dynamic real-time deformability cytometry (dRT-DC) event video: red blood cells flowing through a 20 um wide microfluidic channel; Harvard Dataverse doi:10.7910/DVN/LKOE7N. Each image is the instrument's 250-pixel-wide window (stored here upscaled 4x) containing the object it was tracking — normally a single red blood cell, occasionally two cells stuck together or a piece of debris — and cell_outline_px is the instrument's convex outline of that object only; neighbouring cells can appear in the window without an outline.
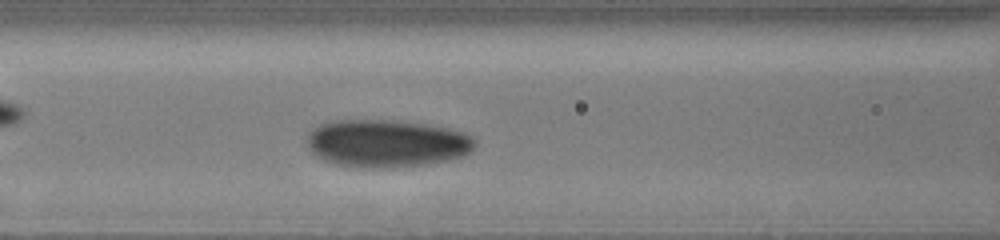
{"species": "human", "species_latin": "Homo sapiens", "temperature_condition": "cold", "stored_images_in_passage": 22, "camera_frame_rate_fps": 3000, "um_per_image_px": 0.085, "donor": {"sex": "male"}, "frame": {"image": 1, "passage_image": 22, "time_ms": 6.667, "image_size_px": [1000, 240], "cell_outline_px": [[476, 144], [464, 156], [448, 160], [424, 164], [376, 168], [368, 168], [336, 164], [324, 160], [316, 156], [308, 148], [308, 132], [312, 128], [320, 124], [340, 120], [388, 120], [428, 124], [448, 128], [464, 132], [472, 136], [476, 140]], "centroid_in_image_um": [32.86, 12.18], "position_along_channel_um": 133.7, "area_um2": 46.47}}